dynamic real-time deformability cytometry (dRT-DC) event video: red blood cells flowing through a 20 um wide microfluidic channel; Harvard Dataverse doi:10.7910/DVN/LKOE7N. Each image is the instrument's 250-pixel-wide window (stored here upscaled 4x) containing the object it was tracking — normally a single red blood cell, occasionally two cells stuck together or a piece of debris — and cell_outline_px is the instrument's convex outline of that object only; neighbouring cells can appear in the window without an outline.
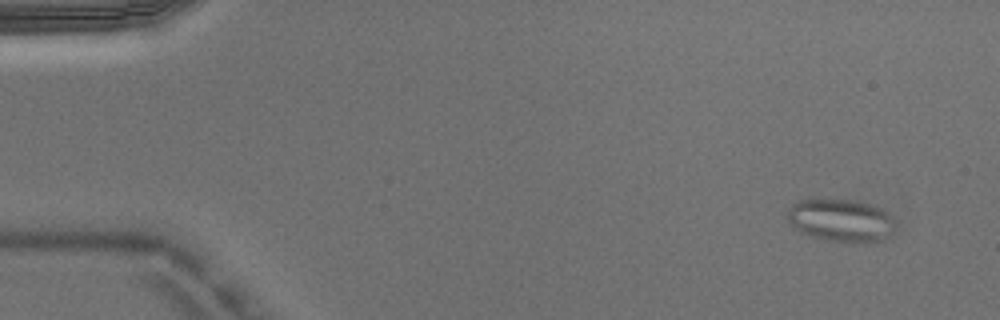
{"species": "Egyptian fruit bat (a non-hibernating species)", "species_latin": "Rousettus aegyptiacus", "temperature_condition": "warm", "stored_images_in_passage": 4, "camera_frame_rate_fps": 3000, "um_per_image_px": 0.085, "animal": {"sex": "male"}, "frame": {"image": 1, "passage_image": 1, "time_ms": 0.0, "image_size_px": [1000, 320], "cell_outline_px": [[896, 232], [884, 240], [848, 244], [828, 240], [812, 236], [800, 232], [788, 220], [788, 208], [792, 204], [800, 200], [852, 200], [868, 204], [880, 208], [892, 216], [896, 220]], "centroid_in_image_um": [71.55, 18.77], "position_along_channel_um": 13.4, "area_um2": 27.11}}